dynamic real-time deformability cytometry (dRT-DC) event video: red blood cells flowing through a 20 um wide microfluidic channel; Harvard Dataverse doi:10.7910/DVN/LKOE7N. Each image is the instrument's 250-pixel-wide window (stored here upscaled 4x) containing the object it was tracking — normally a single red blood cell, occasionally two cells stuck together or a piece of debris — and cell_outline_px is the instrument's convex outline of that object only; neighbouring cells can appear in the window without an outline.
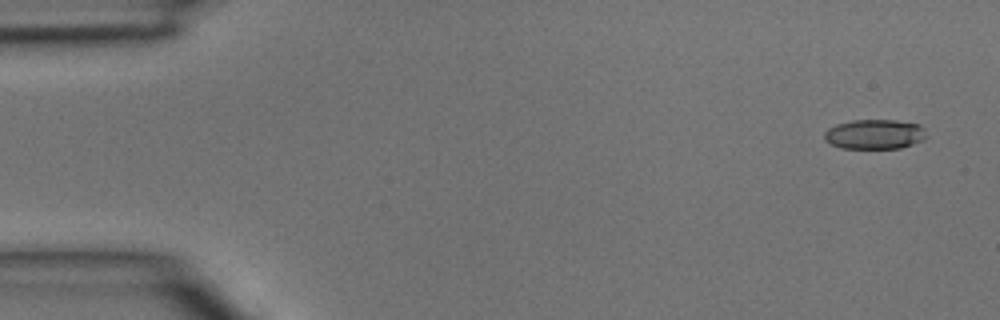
{"species": "common noctule bat (a hibernating species)", "species_latin": "Nyctalus noctula", "temperature_condition": "room temperature", "stored_images_in_passage": 4, "camera_frame_rate_fps": 3000, "um_per_image_px": 0.085, "animal": {"sex": "male", "body_mass_g": 15.6}, "frame": {"image": 1, "passage_image": 1, "time_ms": 0.0, "image_size_px": [1000, 320], "cell_outline_px": [[928, 136], [924, 140], [900, 148], [840, 148], [824, 140], [824, 132], [828, 128], [836, 124], [852, 120], [896, 120], [920, 124], [924, 128]], "centroid_in_image_um": [74.36, 11.4], "position_along_channel_um": 10.6, "area_um2": 17.86}}
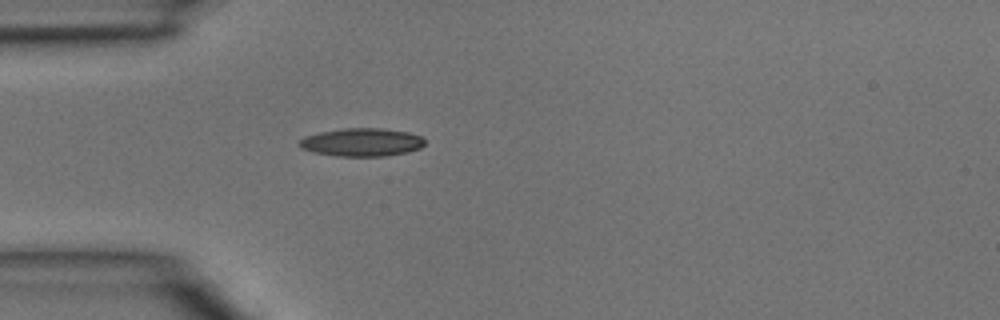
{"frame": {"image": 2, "passage_image": 4, "time_ms": 1.0, "image_size_px": [1000, 320], "cell_outline_px": [[424, 144], [420, 148], [408, 152], [384, 156], [336, 156], [316, 152], [300, 148], [296, 144], [304, 136], [320, 132], [344, 128], [384, 128], [408, 132], [420, 136], [424, 140]], "centroid_in_image_um": [30.73, 12.08], "position_along_channel_um": 54.3, "area_um2": 20.58}}